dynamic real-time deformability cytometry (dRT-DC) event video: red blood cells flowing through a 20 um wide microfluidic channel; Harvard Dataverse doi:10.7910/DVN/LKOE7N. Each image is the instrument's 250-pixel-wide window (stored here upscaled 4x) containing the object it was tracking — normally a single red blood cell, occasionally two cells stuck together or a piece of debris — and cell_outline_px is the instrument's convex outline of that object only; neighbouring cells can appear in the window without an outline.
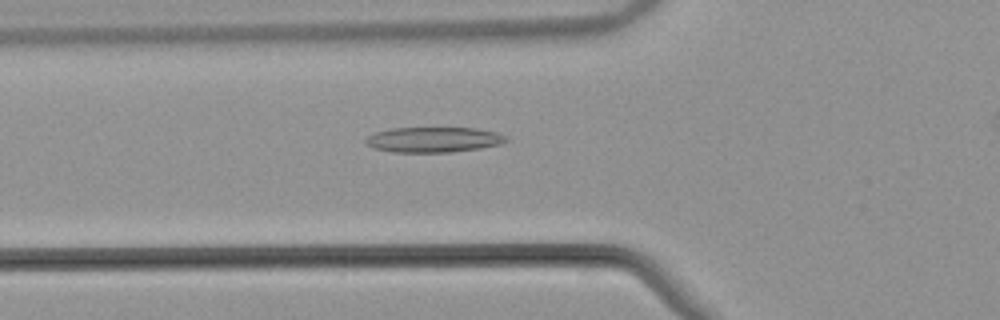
{"species": "common noctule bat (a hibernating species)", "species_latin": "Nyctalus noctula", "temperature_condition": "warm", "stored_images_in_passage": 48, "camera_frame_rate_fps": 3000, "um_per_image_px": 0.085, "animal": {"sex": "male", "body_mass_g": 21.5, "forearm_length_mm": 52.0}, "frame": {"image": 1, "passage_image": 19, "time_ms": 6.0, "image_size_px": [1000, 320], "cell_outline_px": [[508, 140], [500, 144], [480, 148], [452, 152], [392, 152], [372, 148], [364, 140], [372, 132], [392, 128], [476, 128], [496, 132], [504, 136]], "centroid_in_image_um": [36.8, 11.87], "position_along_channel_um": 89.0, "area_um2": 20.69}}
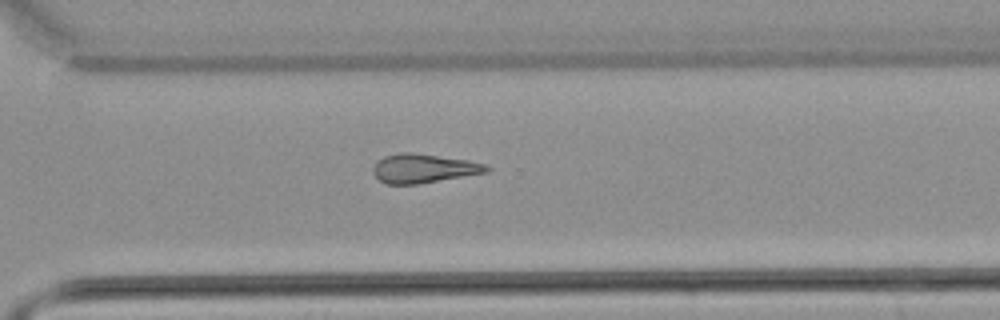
{"frame": {"image": 2, "passage_image": 38, "time_ms": 12.333, "image_size_px": [1000, 320], "cell_outline_px": [[492, 168], [488, 172], [416, 184], [388, 184], [380, 180], [372, 172], [372, 168], [384, 156], [404, 152], [412, 152], [468, 160], [484, 164]], "centroid_in_image_um": [36.02, 14.31], "position_along_channel_um": 334.6, "area_um2": 18.9}}
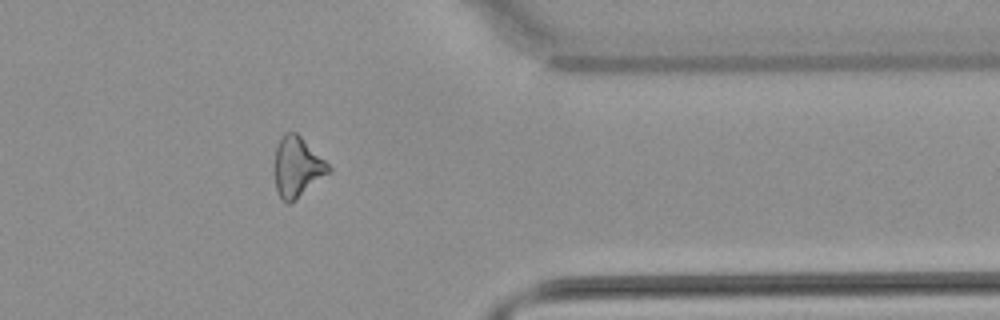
{"frame": {"image": 3, "passage_image": 43, "time_ms": 14.0, "image_size_px": [1000, 320], "cell_outline_px": [[332, 172], [288, 204], [280, 196], [276, 188], [276, 144], [280, 136], [284, 132], [296, 132], [332, 168]], "centroid_in_image_um": [25.28, 14.16], "position_along_channel_um": 386.1, "area_um2": 18.5}}